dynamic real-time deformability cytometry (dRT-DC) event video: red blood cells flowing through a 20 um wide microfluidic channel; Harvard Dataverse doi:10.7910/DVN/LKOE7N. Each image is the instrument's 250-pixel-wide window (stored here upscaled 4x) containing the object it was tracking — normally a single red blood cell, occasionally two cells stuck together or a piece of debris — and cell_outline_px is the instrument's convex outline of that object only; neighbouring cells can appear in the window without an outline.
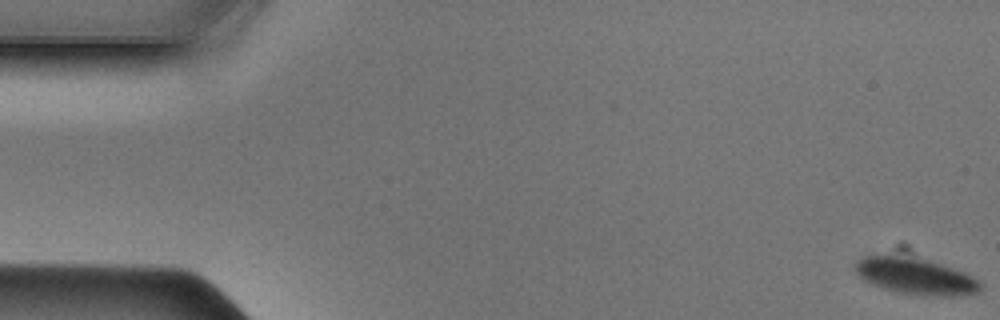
{"species": "Egyptian fruit bat (a non-hibernating species)", "species_latin": "Rousettus aegyptiacus", "temperature_condition": "cold", "stored_images_in_passage": 49, "camera_frame_rate_fps": 3000, "um_per_image_px": 0.085, "animal": {"sex": "male"}, "frame": {"image": 1, "passage_image": 1, "time_ms": 0.0, "image_size_px": [1000, 320], "cell_outline_px": [[984, 288], [980, 292], [948, 296], [932, 296], [900, 292], [884, 288], [864, 280], [856, 272], [856, 260], [864, 256], [892, 256], [928, 260], [964, 272], [980, 280]], "centroid_in_image_um": [77.88, 23.49], "position_along_channel_um": 7.1, "area_um2": 25.95}}
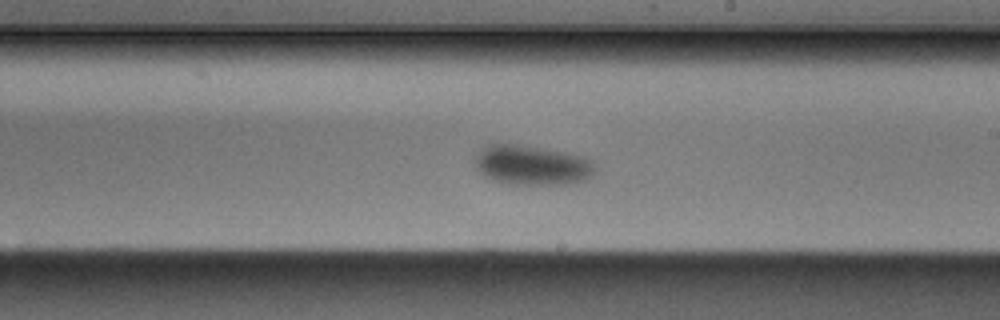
{"frame": {"image": 2, "passage_image": 28, "time_ms": 9.0, "image_size_px": [1000, 320], "cell_outline_px": [[596, 168], [584, 180], [568, 184], [512, 184], [492, 180], [484, 176], [476, 168], [476, 156], [484, 148], [492, 144], [512, 144], [564, 152], [580, 156], [592, 160]], "centroid_in_image_um": [45.21, 14.05], "position_along_channel_um": 243.8, "area_um2": 27.22}}
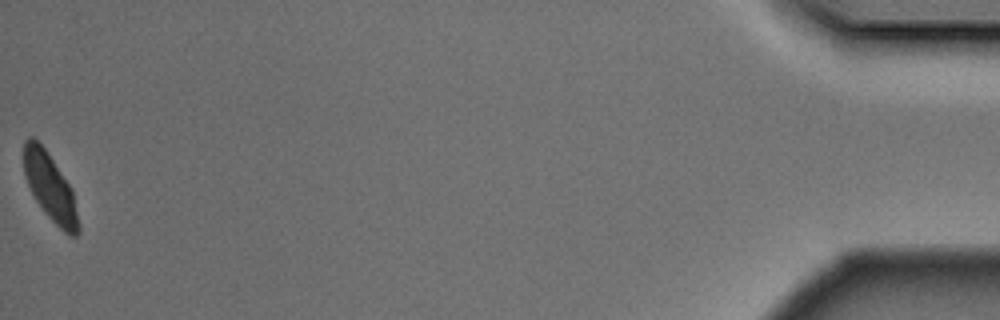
{"frame": {"image": 3, "passage_image": 49, "time_ms": 16.0, "image_size_px": [1000, 320], "cell_outline_px": [[80, 232], [76, 236], [72, 236], [64, 232], [44, 212], [36, 200], [24, 176], [24, 140], [28, 136], [32, 136], [44, 148], [72, 188], [80, 224]], "centroid_in_image_um": [4.28, 15.94], "position_along_channel_um": 430.9, "area_um2": 21.27}}